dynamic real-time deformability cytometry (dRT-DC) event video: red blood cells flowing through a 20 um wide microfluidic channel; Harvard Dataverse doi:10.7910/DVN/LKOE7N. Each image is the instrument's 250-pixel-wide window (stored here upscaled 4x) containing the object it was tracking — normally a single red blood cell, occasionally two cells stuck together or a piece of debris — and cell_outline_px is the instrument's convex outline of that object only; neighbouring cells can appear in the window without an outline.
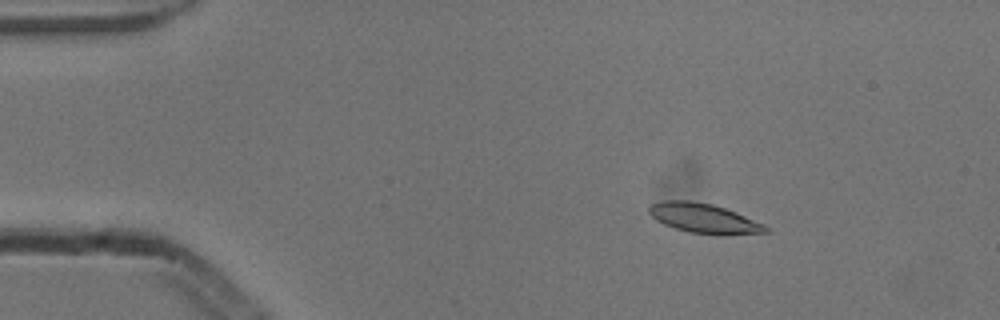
{"species": "common noctule bat (a hibernating species)", "species_latin": "Nyctalus noctula", "temperature_condition": "cold", "stored_images_in_passage": 4, "camera_frame_rate_fps": 3000, "um_per_image_px": 0.085, "animal": {"sex": "male", "body_mass_g": 13.3}, "frame": {"image": 1, "passage_image": 3, "time_ms": 0.667, "image_size_px": [1000, 320], "cell_outline_px": [[768, 232], [716, 236], [688, 232], [664, 224], [656, 220], [648, 212], [648, 208], [652, 204], [660, 200], [692, 200], [712, 204], [736, 212], [764, 224], [768, 228]], "centroid_in_image_um": [59.82, 18.56], "position_along_channel_um": 25.2, "area_um2": 20.35}}